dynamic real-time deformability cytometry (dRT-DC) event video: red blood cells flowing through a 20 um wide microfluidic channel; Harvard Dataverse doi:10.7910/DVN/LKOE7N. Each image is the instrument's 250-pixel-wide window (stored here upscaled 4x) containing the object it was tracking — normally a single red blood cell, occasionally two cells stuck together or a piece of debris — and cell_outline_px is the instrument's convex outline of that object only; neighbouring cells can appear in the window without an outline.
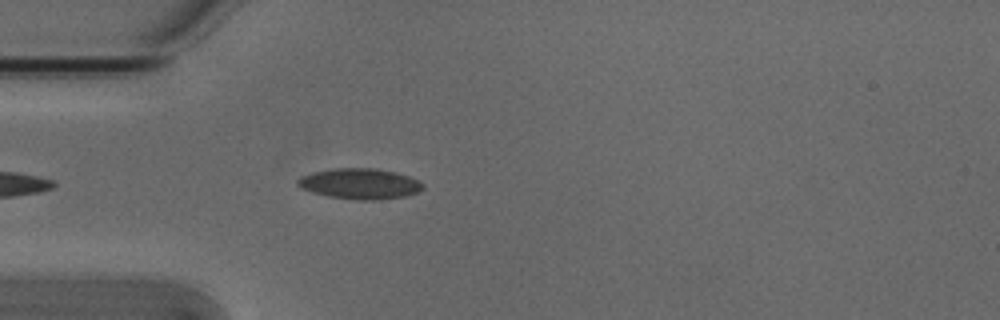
{"species": "Egyptian fruit bat (a non-hibernating species)", "species_latin": "Rousettus aegyptiacus", "temperature_condition": "cold", "stored_images_in_passage": 1, "camera_frame_rate_fps": 3000, "um_per_image_px": 0.085, "animal": {"sex": "male"}, "frame": {"image": 1, "passage_image": 1, "time_ms": 0.0, "image_size_px": [1000, 320], "cell_outline_px": [[424, 188], [416, 192], [404, 196], [380, 200], [356, 200], [328, 196], [312, 192], [300, 188], [296, 184], [296, 180], [300, 176], [312, 172], [336, 168], [372, 168], [396, 172], [408, 176], [424, 184]], "centroid_in_image_um": [30.55, 15.62], "position_along_channel_um": 54.5, "area_um2": 22.37}}